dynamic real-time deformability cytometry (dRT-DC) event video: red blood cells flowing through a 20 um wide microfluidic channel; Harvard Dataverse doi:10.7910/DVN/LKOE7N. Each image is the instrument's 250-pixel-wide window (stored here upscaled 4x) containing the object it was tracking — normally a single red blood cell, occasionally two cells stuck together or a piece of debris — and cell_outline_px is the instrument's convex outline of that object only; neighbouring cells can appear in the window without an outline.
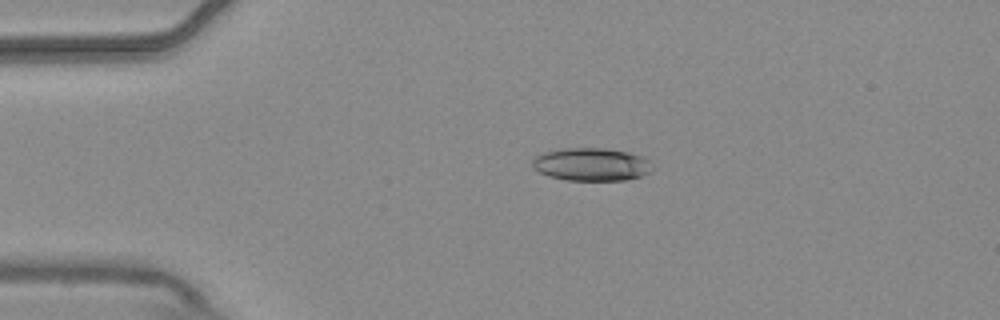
{"species": "common noctule bat (a hibernating species)", "species_latin": "Nyctalus noctula", "temperature_condition": "warm", "stored_images_in_passage": 3, "camera_frame_rate_fps": 3000, "um_per_image_px": 0.085, "animal": {"sex": "male", "body_mass_g": 20.4}, "frame": {"image": 1, "passage_image": 2, "time_ms": 0.333, "image_size_px": [1000, 320], "cell_outline_px": [[656, 168], [640, 176], [624, 180], [568, 180], [548, 176], [532, 168], [532, 156], [540, 152], [564, 148], [604, 148], [628, 152], [644, 156]], "centroid_in_image_um": [50.24, 13.96], "position_along_channel_um": 34.8, "area_um2": 23.35}}